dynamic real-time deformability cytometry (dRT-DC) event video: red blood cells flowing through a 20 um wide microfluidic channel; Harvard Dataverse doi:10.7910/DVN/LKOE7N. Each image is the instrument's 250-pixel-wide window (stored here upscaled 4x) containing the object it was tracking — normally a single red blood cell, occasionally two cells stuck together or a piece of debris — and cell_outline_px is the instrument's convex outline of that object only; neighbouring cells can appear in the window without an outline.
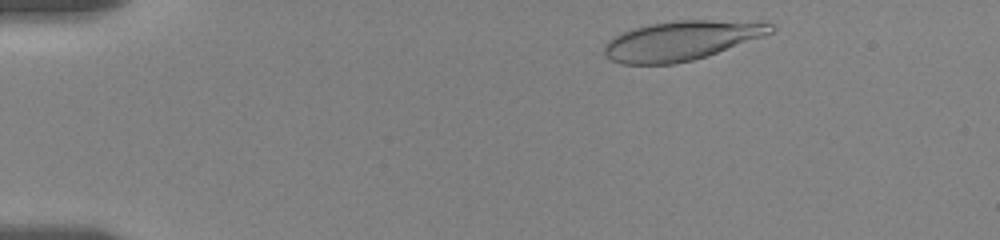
{"species": "human", "species_latin": "Homo sapiens", "temperature_condition": "room temperature", "stored_images_in_passage": 24, "camera_frame_rate_fps": 3000, "um_per_image_px": 0.085, "donor": {"sex": "female"}, "frame": {"image": 1, "passage_image": 4, "time_ms": 0.667, "image_size_px": [1000, 240], "cell_outline_px": [[776, 28], [772, 32], [764, 36], [708, 56], [692, 60], [672, 64], [620, 64], [612, 60], [604, 52], [604, 44], [612, 36], [632, 28], [672, 20], [764, 20], [772, 24]], "centroid_in_image_um": [57.98, 3.43], "position_along_channel_um": 27.0, "area_um2": 38.78}}
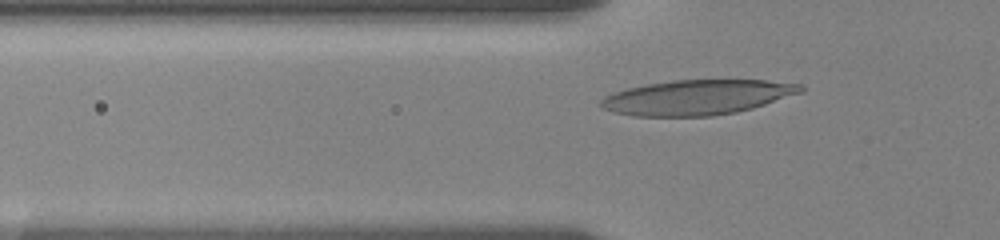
{"frame": {"image": 2, "passage_image": 17, "time_ms": 4.0, "image_size_px": [1000, 240], "cell_outline_px": [[804, 92], [752, 108], [736, 112], [712, 116], [632, 116], [612, 112], [600, 108], [600, 100], [604, 96], [612, 92], [628, 88], [648, 84], [672, 80], [768, 80], [804, 84]], "centroid_in_image_um": [59.26, 8.27], "position_along_channel_um": 66.5, "area_um2": 40.98}}
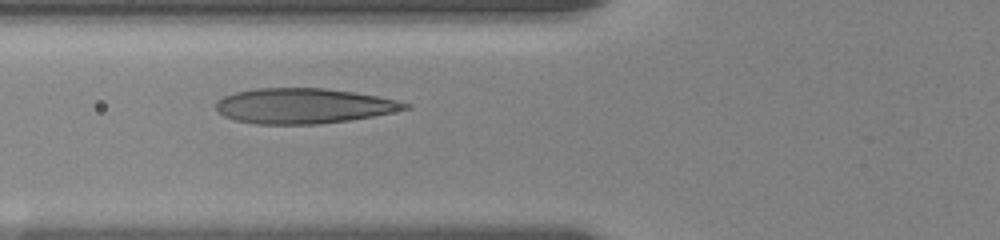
{"frame": {"image": 3, "passage_image": 23, "time_ms": 5.0, "image_size_px": [1000, 240], "cell_outline_px": [[412, 108], [372, 116], [348, 120], [320, 124], [256, 124], [236, 120], [224, 116], [216, 108], [216, 104], [224, 96], [236, 92], [256, 88], [324, 88], [352, 92], [400, 100], [412, 104]], "centroid_in_image_um": [25.85, 9.0], "position_along_channel_um": 100.0, "area_um2": 38.67}}